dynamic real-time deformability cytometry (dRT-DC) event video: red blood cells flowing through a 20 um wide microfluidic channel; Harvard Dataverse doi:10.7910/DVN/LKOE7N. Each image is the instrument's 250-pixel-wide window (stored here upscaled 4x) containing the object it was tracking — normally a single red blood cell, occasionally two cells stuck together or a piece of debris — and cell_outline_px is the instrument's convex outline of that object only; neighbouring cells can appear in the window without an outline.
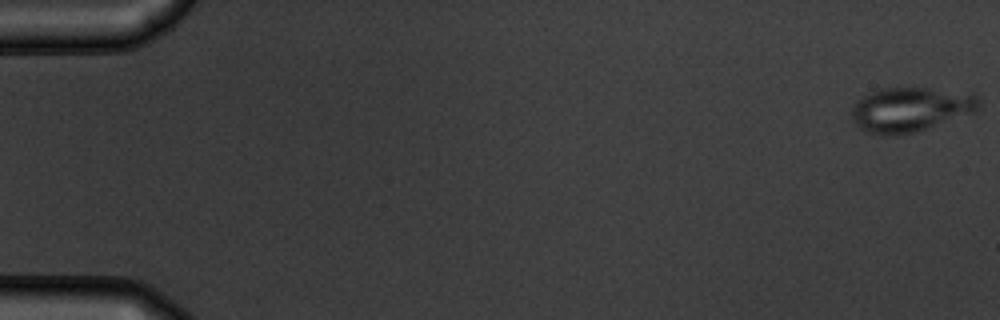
{"species": "common noctule bat (a hibernating species)", "species_latin": "Nyctalus noctula", "temperature_condition": "warm", "stored_images_in_passage": 54, "camera_frame_rate_fps": 3000, "um_per_image_px": 0.085, "animal": {"sex": "male", "body_mass_g": 19.5, "forearm_length_mm": 54.6}, "frame": {"image": 1, "passage_image": 1, "time_ms": 0.0, "image_size_px": [1000, 320], "cell_outline_px": [[980, 108], [976, 112], [912, 132], [892, 136], [868, 132], [860, 128], [852, 120], [852, 108], [856, 100], [880, 88], [928, 88], [976, 92], [980, 96]], "centroid_in_image_um": [77.45, 9.27], "position_along_channel_um": 7.5, "area_um2": 33.12}}